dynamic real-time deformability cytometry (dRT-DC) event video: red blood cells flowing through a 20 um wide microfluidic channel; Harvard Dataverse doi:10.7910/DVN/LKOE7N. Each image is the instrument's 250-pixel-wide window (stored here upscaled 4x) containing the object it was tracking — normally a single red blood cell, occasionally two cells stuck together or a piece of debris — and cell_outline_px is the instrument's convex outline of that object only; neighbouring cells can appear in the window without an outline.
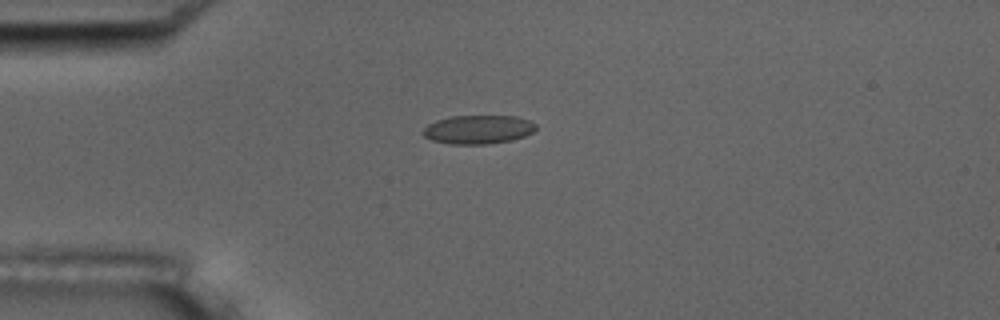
{"species": "common noctule bat (a hibernating species)", "species_latin": "Nyctalus noctula", "temperature_condition": "room temperature", "stored_images_in_passage": 8, "camera_frame_rate_fps": 3000, "um_per_image_px": 0.085, "animal": {"sex": "male", "body_mass_g": 17.5, "forearm_length_mm": 52.3}, "frame": {"image": 1, "passage_image": 4, "time_ms": 4.333, "image_size_px": [1000, 320], "cell_outline_px": [[536, 128], [532, 132], [524, 136], [512, 140], [488, 144], [448, 144], [432, 140], [424, 136], [420, 132], [428, 124], [436, 120], [452, 116], [516, 116], [528, 120], [536, 124]], "centroid_in_image_um": [40.62, 11.01], "position_along_channel_um": 44.4, "area_um2": 18.96}}
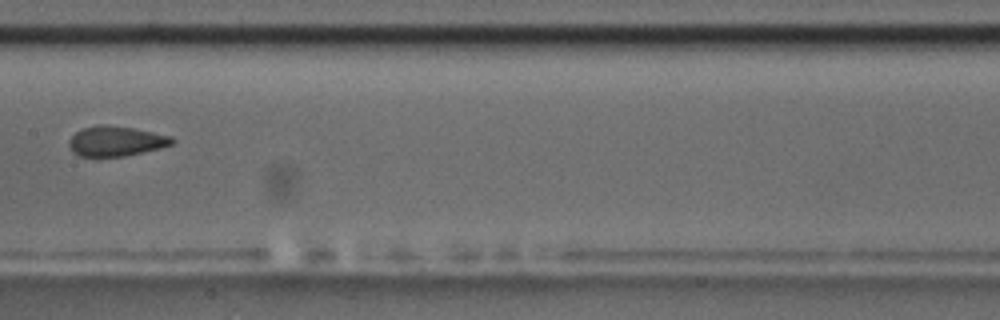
{"frame": {"image": 2, "passage_image": 8, "time_ms": 9.0, "image_size_px": [1000, 320], "cell_outline_px": [[176, 140], [172, 144], [160, 148], [124, 156], [80, 156], [72, 152], [68, 144], [68, 140], [76, 132], [84, 128], [100, 124], [104, 124], [132, 128], [172, 136]], "centroid_in_image_um": [9.85, 11.99], "position_along_channel_um": 197.6, "area_um2": 17.92}}